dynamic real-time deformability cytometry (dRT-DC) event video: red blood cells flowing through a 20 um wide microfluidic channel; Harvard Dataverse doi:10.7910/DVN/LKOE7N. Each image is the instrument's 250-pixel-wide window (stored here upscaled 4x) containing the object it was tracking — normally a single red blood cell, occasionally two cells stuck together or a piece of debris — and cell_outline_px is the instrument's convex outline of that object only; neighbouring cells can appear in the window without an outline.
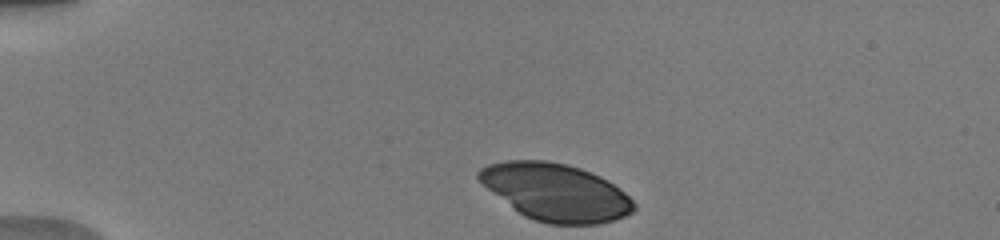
{"species": "human", "species_latin": "Homo sapiens", "temperature_condition": "warm", "stored_images_in_passage": 6, "camera_frame_rate_fps": 3000, "um_per_image_px": 0.085, "donor": {"sex": "male"}, "frame": {"image": 1, "passage_image": 1, "time_ms": 0.0, "image_size_px": [1000, 240], "cell_outline_px": [[636, 208], [632, 212], [624, 216], [600, 224], [548, 224], [524, 216], [488, 188], [476, 176], [476, 172], [480, 168], [488, 164], [504, 160], [548, 160], [568, 164], [592, 172], [608, 180], [620, 188], [636, 204]], "centroid_in_image_um": [47.26, 16.32], "position_along_channel_um": 37.7, "area_um2": 51.62}}